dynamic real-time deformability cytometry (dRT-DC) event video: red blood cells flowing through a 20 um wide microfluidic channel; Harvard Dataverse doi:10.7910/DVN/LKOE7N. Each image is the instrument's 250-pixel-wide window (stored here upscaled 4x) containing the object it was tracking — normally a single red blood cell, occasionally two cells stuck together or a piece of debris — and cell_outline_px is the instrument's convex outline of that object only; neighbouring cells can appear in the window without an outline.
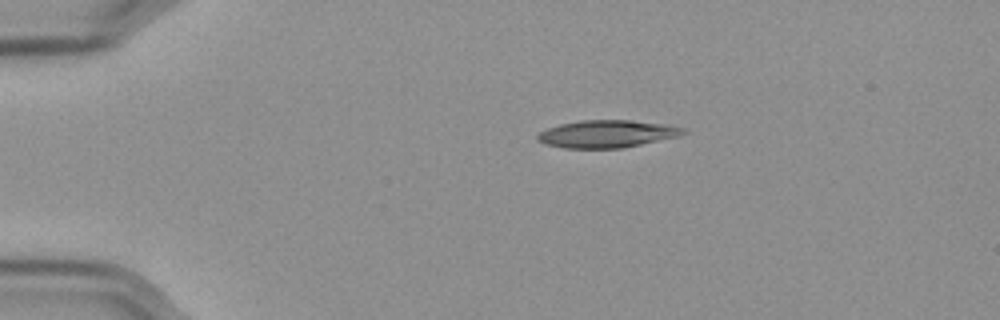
{"species": "Egyptian fruit bat (a non-hibernating species)", "species_latin": "Rousettus aegyptiacus", "temperature_condition": "cold", "stored_images_in_passage": 46, "camera_frame_rate_fps": 3000, "um_per_image_px": 0.085, "frame": {"image": 1, "passage_image": 1, "time_ms": 0.0, "image_size_px": [1000, 320], "cell_outline_px": [[688, 132], [680, 136], [624, 148], [564, 148], [544, 144], [536, 140], [536, 136], [540, 132], [548, 128], [560, 124], [580, 120], [632, 120], [668, 124], [684, 128]], "centroid_in_image_um": [51.62, 11.38], "position_along_channel_um": 33.4, "area_um2": 23.58}}
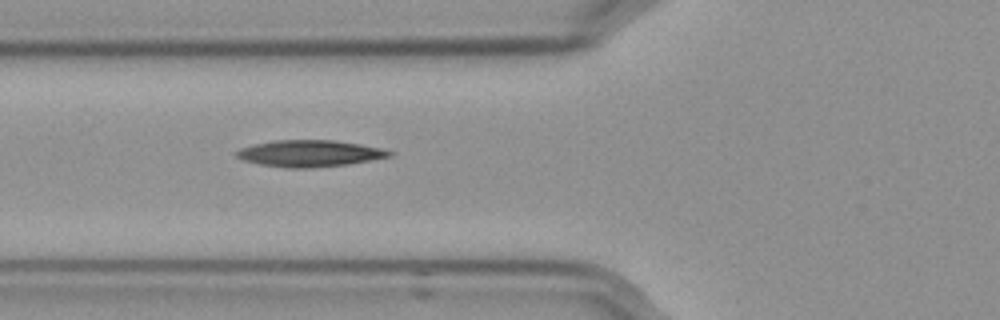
{"frame": {"image": 2, "passage_image": 11, "time_ms": 3.333, "image_size_px": [1000, 320], "cell_outline_px": [[396, 152], [392, 156], [348, 164], [312, 168], [288, 168], [260, 164], [244, 160], [236, 156], [236, 152], [240, 148], [272, 140], [332, 140], [360, 144], [380, 148]], "centroid_in_image_um": [26.34, 13.04], "position_along_channel_um": 99.5, "area_um2": 23.58}}
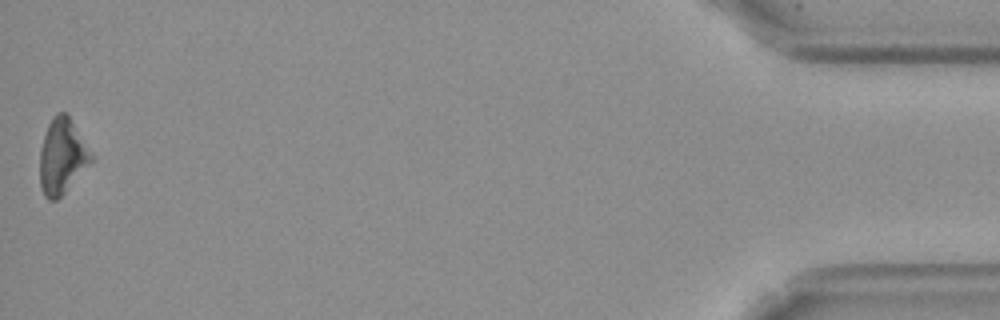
{"frame": {"image": 3, "passage_image": 46, "time_ms": 15.0, "image_size_px": [1000, 320], "cell_outline_px": [[92, 160], [64, 192], [56, 200], [48, 200], [44, 196], [40, 184], [40, 148], [48, 124], [52, 116], [56, 112], [64, 112], [68, 116], [92, 156]], "centroid_in_image_um": [5.22, 13.29], "position_along_channel_um": 430.0, "area_um2": 21.73}, "authors_computed_cell_mechanics": {"area_um2": 22.7154, "velocity_mm_per_s": 3.5795, "shape_relaxation_time_tau1_ms": 7.4761, "shape_relaxation_time_tau2_ms": null, "deformation_change_tau1": 0.1544, "deformation_change_tau2": null}}